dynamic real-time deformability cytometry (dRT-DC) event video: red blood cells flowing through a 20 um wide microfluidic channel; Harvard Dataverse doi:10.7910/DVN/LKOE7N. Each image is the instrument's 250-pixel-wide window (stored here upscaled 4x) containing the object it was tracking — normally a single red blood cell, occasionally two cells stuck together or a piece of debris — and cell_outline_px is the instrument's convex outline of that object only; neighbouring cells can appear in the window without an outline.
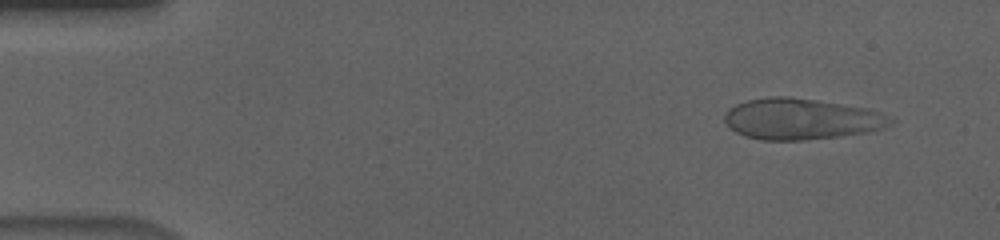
{"species": "human", "species_latin": "Homo sapiens", "temperature_condition": "cold", "stored_images_in_passage": 54, "camera_frame_rate_fps": 3000, "um_per_image_px": 0.085, "donor": {"sex": "male"}, "frame": {"image": 1, "passage_image": 4, "time_ms": 1.0, "image_size_px": [1000, 240], "cell_outline_px": [[896, 120], [880, 128], [864, 132], [840, 136], [800, 140], [760, 140], [744, 136], [736, 132], [724, 120], [724, 116], [728, 108], [736, 104], [748, 100], [768, 96], [788, 96], [816, 100], [868, 108]], "centroid_in_image_um": [68.04, 10.1], "position_along_channel_um": 17.0, "area_um2": 39.36}}
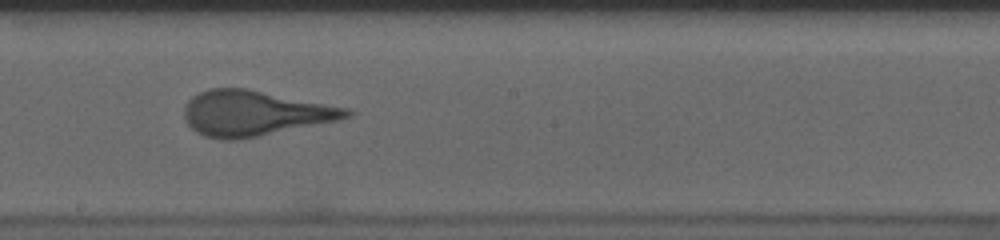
{"frame": {"image": 2, "passage_image": 30, "time_ms": 9.667, "image_size_px": [1000, 240], "cell_outline_px": [[356, 112], [352, 116], [340, 120], [236, 140], [224, 140], [204, 136], [196, 132], [184, 120], [184, 108], [188, 100], [192, 96], [208, 88], [248, 88], [348, 108]], "centroid_in_image_um": [21.63, 9.62], "position_along_channel_um": 226.6, "area_um2": 42.89}}
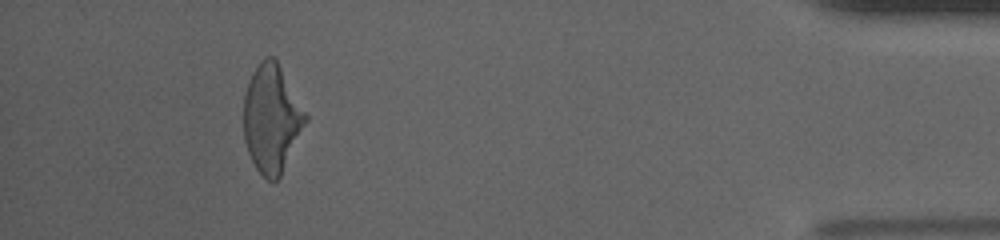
{"frame": {"image": 3, "passage_image": 50, "time_ms": 16.333, "image_size_px": [1000, 240], "cell_outline_px": [[308, 120], [280, 176], [276, 180], [268, 180], [256, 168], [248, 152], [244, 140], [244, 96], [248, 80], [252, 72], [260, 60], [264, 56], [272, 56], [276, 60], [308, 116]], "centroid_in_image_um": [23.08, 10.06], "position_along_channel_um": 412.1, "area_um2": 38.55}, "authors_computed_cell_mechanics": {"area_um2": 40.5756, "velocity_mm_per_s": 3.6594, "shape_relaxation_time_tau1_ms": 4.6454, "shape_relaxation_time_tau2_ms": null, "deformation_change_tau1": 0.1834, "deformation_change_tau2": null}}